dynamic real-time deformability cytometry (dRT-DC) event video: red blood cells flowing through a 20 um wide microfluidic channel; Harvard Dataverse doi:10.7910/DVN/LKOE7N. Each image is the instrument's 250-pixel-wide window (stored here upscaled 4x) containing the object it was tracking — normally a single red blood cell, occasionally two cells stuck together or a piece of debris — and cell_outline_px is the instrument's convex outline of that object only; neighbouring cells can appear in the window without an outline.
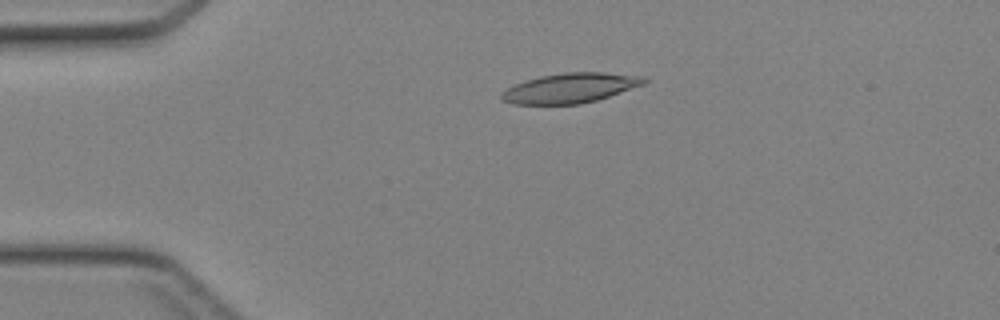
{"species": "Egyptian fruit bat (a non-hibernating species)", "species_latin": "Rousettus aegyptiacus", "temperature_condition": "cold", "stored_images_in_passage": 45, "camera_frame_rate_fps": 3000, "um_per_image_px": 0.085, "animal": {"sex": "female"}, "frame": {"image": 1, "passage_image": 10, "time_ms": 3.0, "image_size_px": [1000, 320], "cell_outline_px": [[648, 80], [644, 84], [596, 100], [580, 104], [512, 104], [500, 100], [500, 92], [524, 80], [540, 76], [564, 72], [604, 72], [644, 76]], "centroid_in_image_um": [48.44, 7.47], "position_along_channel_um": 36.6, "area_um2": 24.8}}
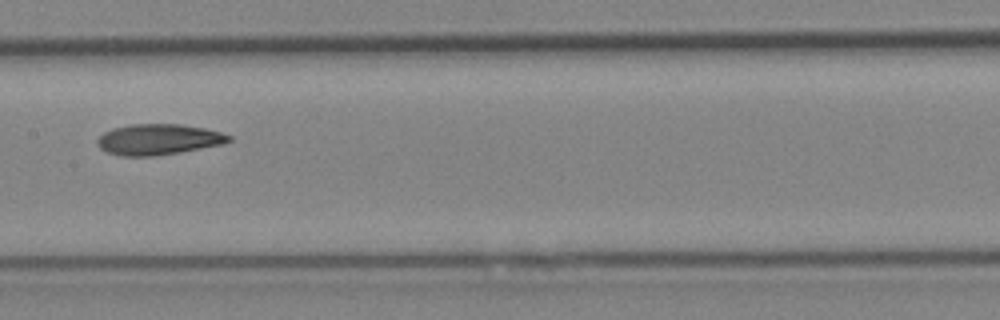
{"frame": {"image": 2, "passage_image": 23, "time_ms": 7.333, "image_size_px": [1000, 320], "cell_outline_px": [[232, 140], [224, 144], [180, 152], [156, 156], [120, 156], [108, 152], [100, 148], [96, 144], [96, 140], [104, 132], [112, 128], [132, 124], [180, 124], [204, 128], [220, 132], [232, 136]], "centroid_in_image_um": [13.46, 11.85], "position_along_channel_um": 193.9, "area_um2": 23.7}}
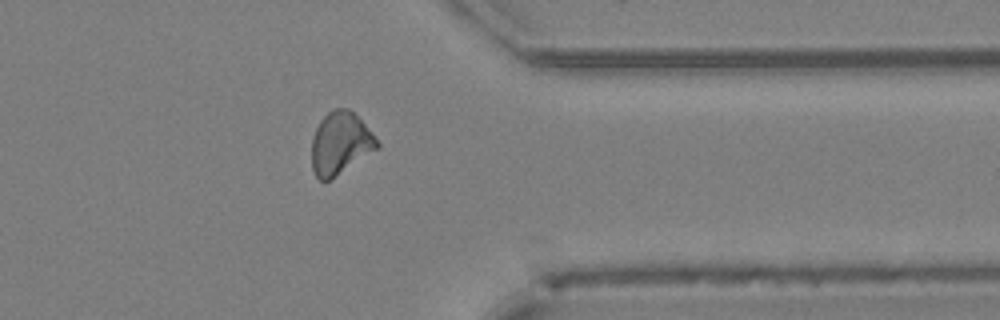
{"frame": {"image": 3, "passage_image": 36, "time_ms": 11.667, "image_size_px": [1000, 320], "cell_outline_px": [[380, 148], [328, 180], [320, 180], [316, 176], [312, 168], [312, 136], [320, 120], [332, 108], [348, 108], [372, 132], [380, 144]], "centroid_in_image_um": [28.93, 12.16], "position_along_channel_um": 382.5, "area_um2": 23.58}}